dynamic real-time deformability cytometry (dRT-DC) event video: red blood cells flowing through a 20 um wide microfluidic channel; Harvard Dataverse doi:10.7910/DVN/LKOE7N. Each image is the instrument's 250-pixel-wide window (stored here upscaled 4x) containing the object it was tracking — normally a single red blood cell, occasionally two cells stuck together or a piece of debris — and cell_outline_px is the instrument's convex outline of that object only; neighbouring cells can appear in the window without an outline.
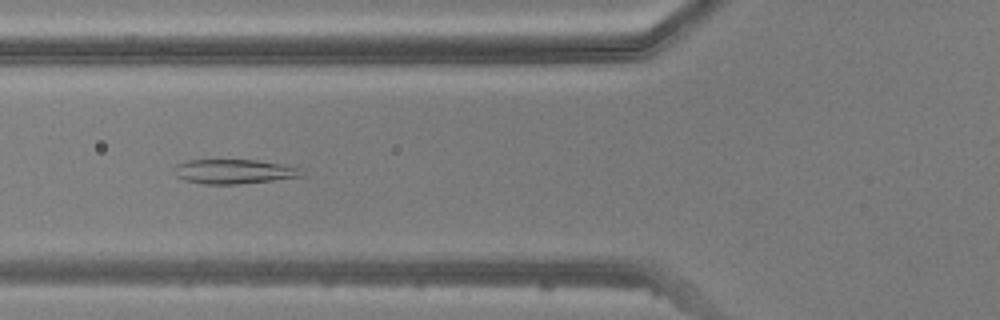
{"species": "common noctule bat (a hibernating species)", "species_latin": "Nyctalus noctula", "temperature_condition": "warm", "stored_images_in_passage": 42, "camera_frame_rate_fps": 3000, "um_per_image_px": 0.085, "animal": {"sex": "male", "body_mass_g": 20.5, "forearm_length_mm": 52.5}, "frame": {"image": 1, "passage_image": 11, "time_ms": 3.333, "image_size_px": [1000, 320], "cell_outline_px": [[304, 176], [272, 180], [236, 184], [204, 184], [184, 180], [176, 176], [176, 164], [188, 160], [256, 160], [280, 164], [300, 168]], "centroid_in_image_um": [19.87, 14.58], "position_along_channel_um": 105.9, "area_um2": 17.92}}
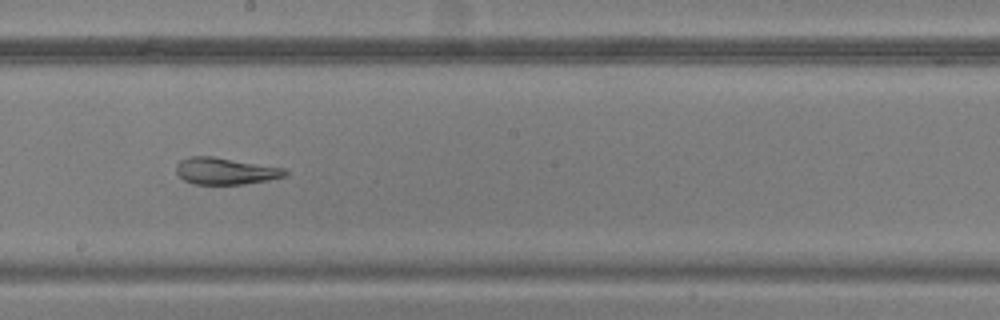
{"frame": {"image": 2, "passage_image": 20, "time_ms": 6.333, "image_size_px": [1000, 320], "cell_outline_px": [[288, 172], [284, 176], [268, 180], [244, 184], [192, 184], [184, 180], [176, 172], [176, 164], [180, 160], [188, 156], [212, 156], [284, 168]], "centroid_in_image_um": [19.11, 14.53], "position_along_channel_um": 229.1, "area_um2": 16.94}}
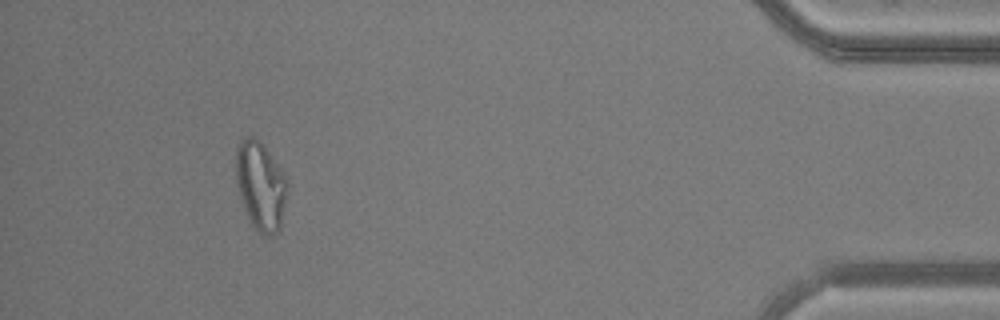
{"frame": {"image": 3, "passage_image": 38, "time_ms": 12.333, "image_size_px": [1000, 320], "cell_outline_px": [[288, 184], [280, 228], [272, 236], [268, 236], [260, 232], [252, 224], [248, 216], [240, 196], [236, 184], [236, 148], [240, 140], [244, 136], [252, 136], [260, 140], [284, 176]], "centroid_in_image_um": [22.12, 15.76], "position_along_channel_um": 413.1, "area_um2": 26.01}}